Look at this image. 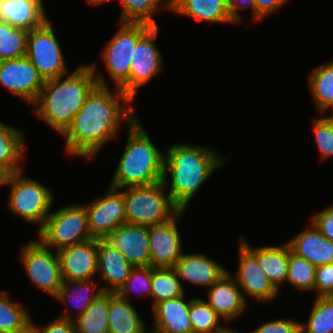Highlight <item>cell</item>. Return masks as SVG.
Here are the masks:
<instances>
[{
  "instance_id": "obj_1",
  "label": "cell",
  "mask_w": 333,
  "mask_h": 333,
  "mask_svg": "<svg viewBox=\"0 0 333 333\" xmlns=\"http://www.w3.org/2000/svg\"><path fill=\"white\" fill-rule=\"evenodd\" d=\"M114 89L112 92L109 87L97 86L73 117L61 135L68 155L92 160L107 142L118 137L122 123L130 125L137 118L131 104L134 100L119 88Z\"/></svg>"
},
{
  "instance_id": "obj_2",
  "label": "cell",
  "mask_w": 333,
  "mask_h": 333,
  "mask_svg": "<svg viewBox=\"0 0 333 333\" xmlns=\"http://www.w3.org/2000/svg\"><path fill=\"white\" fill-rule=\"evenodd\" d=\"M110 87L96 65H79L69 75L45 80L43 89L32 105L34 113L62 135L71 125L87 97L97 87Z\"/></svg>"
},
{
  "instance_id": "obj_3",
  "label": "cell",
  "mask_w": 333,
  "mask_h": 333,
  "mask_svg": "<svg viewBox=\"0 0 333 333\" xmlns=\"http://www.w3.org/2000/svg\"><path fill=\"white\" fill-rule=\"evenodd\" d=\"M213 148L211 145L174 143L165 150L162 182L181 210H187L201 186L225 164L227 156L220 155ZM168 175L171 177L170 182L167 180Z\"/></svg>"
},
{
  "instance_id": "obj_4",
  "label": "cell",
  "mask_w": 333,
  "mask_h": 333,
  "mask_svg": "<svg viewBox=\"0 0 333 333\" xmlns=\"http://www.w3.org/2000/svg\"><path fill=\"white\" fill-rule=\"evenodd\" d=\"M127 140L110 187L148 186L163 180L165 151L151 141L139 117L127 126Z\"/></svg>"
},
{
  "instance_id": "obj_5",
  "label": "cell",
  "mask_w": 333,
  "mask_h": 333,
  "mask_svg": "<svg viewBox=\"0 0 333 333\" xmlns=\"http://www.w3.org/2000/svg\"><path fill=\"white\" fill-rule=\"evenodd\" d=\"M122 189H125L122 191ZM124 196L126 223L153 226L170 221L181 209L173 202L164 183L119 189Z\"/></svg>"
},
{
  "instance_id": "obj_6",
  "label": "cell",
  "mask_w": 333,
  "mask_h": 333,
  "mask_svg": "<svg viewBox=\"0 0 333 333\" xmlns=\"http://www.w3.org/2000/svg\"><path fill=\"white\" fill-rule=\"evenodd\" d=\"M24 170L11 173L8 209L28 223L38 225V230L50 214L55 202L53 191L33 178L24 177Z\"/></svg>"
},
{
  "instance_id": "obj_7",
  "label": "cell",
  "mask_w": 333,
  "mask_h": 333,
  "mask_svg": "<svg viewBox=\"0 0 333 333\" xmlns=\"http://www.w3.org/2000/svg\"><path fill=\"white\" fill-rule=\"evenodd\" d=\"M37 235L42 245L56 251L93 239L84 204H69L50 212Z\"/></svg>"
},
{
  "instance_id": "obj_8",
  "label": "cell",
  "mask_w": 333,
  "mask_h": 333,
  "mask_svg": "<svg viewBox=\"0 0 333 333\" xmlns=\"http://www.w3.org/2000/svg\"><path fill=\"white\" fill-rule=\"evenodd\" d=\"M119 29L106 43L101 59L115 88L129 95V71L138 40L152 27L143 23L118 22Z\"/></svg>"
},
{
  "instance_id": "obj_9",
  "label": "cell",
  "mask_w": 333,
  "mask_h": 333,
  "mask_svg": "<svg viewBox=\"0 0 333 333\" xmlns=\"http://www.w3.org/2000/svg\"><path fill=\"white\" fill-rule=\"evenodd\" d=\"M20 251V262L32 285L55 298L63 285L57 251L53 254L36 239L23 244Z\"/></svg>"
},
{
  "instance_id": "obj_10",
  "label": "cell",
  "mask_w": 333,
  "mask_h": 333,
  "mask_svg": "<svg viewBox=\"0 0 333 333\" xmlns=\"http://www.w3.org/2000/svg\"><path fill=\"white\" fill-rule=\"evenodd\" d=\"M26 57L44 80L68 74L69 68L51 20L29 31Z\"/></svg>"
},
{
  "instance_id": "obj_11",
  "label": "cell",
  "mask_w": 333,
  "mask_h": 333,
  "mask_svg": "<svg viewBox=\"0 0 333 333\" xmlns=\"http://www.w3.org/2000/svg\"><path fill=\"white\" fill-rule=\"evenodd\" d=\"M91 236L106 239L119 226L126 223L123 193L108 186L104 195L85 204Z\"/></svg>"
},
{
  "instance_id": "obj_12",
  "label": "cell",
  "mask_w": 333,
  "mask_h": 333,
  "mask_svg": "<svg viewBox=\"0 0 333 333\" xmlns=\"http://www.w3.org/2000/svg\"><path fill=\"white\" fill-rule=\"evenodd\" d=\"M159 26H152L134 47V55L129 71V96L134 100L141 87L149 83L162 71L163 57L155 42Z\"/></svg>"
},
{
  "instance_id": "obj_13",
  "label": "cell",
  "mask_w": 333,
  "mask_h": 333,
  "mask_svg": "<svg viewBox=\"0 0 333 333\" xmlns=\"http://www.w3.org/2000/svg\"><path fill=\"white\" fill-rule=\"evenodd\" d=\"M45 80L26 57L0 61V85L11 94L33 105Z\"/></svg>"
},
{
  "instance_id": "obj_14",
  "label": "cell",
  "mask_w": 333,
  "mask_h": 333,
  "mask_svg": "<svg viewBox=\"0 0 333 333\" xmlns=\"http://www.w3.org/2000/svg\"><path fill=\"white\" fill-rule=\"evenodd\" d=\"M238 245L239 265L231 275L242 290L243 296H248L259 303H269L278 297L280 291L271 283L256 257L240 241Z\"/></svg>"
},
{
  "instance_id": "obj_15",
  "label": "cell",
  "mask_w": 333,
  "mask_h": 333,
  "mask_svg": "<svg viewBox=\"0 0 333 333\" xmlns=\"http://www.w3.org/2000/svg\"><path fill=\"white\" fill-rule=\"evenodd\" d=\"M184 212L181 210L168 222L148 227L152 267H174L183 254L184 247L177 226Z\"/></svg>"
},
{
  "instance_id": "obj_16",
  "label": "cell",
  "mask_w": 333,
  "mask_h": 333,
  "mask_svg": "<svg viewBox=\"0 0 333 333\" xmlns=\"http://www.w3.org/2000/svg\"><path fill=\"white\" fill-rule=\"evenodd\" d=\"M63 281L94 279L98 265V239L61 248L57 251Z\"/></svg>"
},
{
  "instance_id": "obj_17",
  "label": "cell",
  "mask_w": 333,
  "mask_h": 333,
  "mask_svg": "<svg viewBox=\"0 0 333 333\" xmlns=\"http://www.w3.org/2000/svg\"><path fill=\"white\" fill-rule=\"evenodd\" d=\"M207 303L223 319L231 323L236 317H241L247 308L246 297L228 270L208 290Z\"/></svg>"
},
{
  "instance_id": "obj_18",
  "label": "cell",
  "mask_w": 333,
  "mask_h": 333,
  "mask_svg": "<svg viewBox=\"0 0 333 333\" xmlns=\"http://www.w3.org/2000/svg\"><path fill=\"white\" fill-rule=\"evenodd\" d=\"M106 240L116 247L132 266H151L148 226L124 223Z\"/></svg>"
},
{
  "instance_id": "obj_19",
  "label": "cell",
  "mask_w": 333,
  "mask_h": 333,
  "mask_svg": "<svg viewBox=\"0 0 333 333\" xmlns=\"http://www.w3.org/2000/svg\"><path fill=\"white\" fill-rule=\"evenodd\" d=\"M179 280L209 289L228 270L204 253H184L173 267Z\"/></svg>"
},
{
  "instance_id": "obj_20",
  "label": "cell",
  "mask_w": 333,
  "mask_h": 333,
  "mask_svg": "<svg viewBox=\"0 0 333 333\" xmlns=\"http://www.w3.org/2000/svg\"><path fill=\"white\" fill-rule=\"evenodd\" d=\"M133 266L126 257L106 239H98L97 274L107 282L101 286L104 292H117L129 277Z\"/></svg>"
},
{
  "instance_id": "obj_21",
  "label": "cell",
  "mask_w": 333,
  "mask_h": 333,
  "mask_svg": "<svg viewBox=\"0 0 333 333\" xmlns=\"http://www.w3.org/2000/svg\"><path fill=\"white\" fill-rule=\"evenodd\" d=\"M288 240L291 251L316 267L333 263V242L313 224Z\"/></svg>"
},
{
  "instance_id": "obj_22",
  "label": "cell",
  "mask_w": 333,
  "mask_h": 333,
  "mask_svg": "<svg viewBox=\"0 0 333 333\" xmlns=\"http://www.w3.org/2000/svg\"><path fill=\"white\" fill-rule=\"evenodd\" d=\"M193 299L187 300L183 295L156 304L152 308L153 328L161 333H193L189 319Z\"/></svg>"
},
{
  "instance_id": "obj_23",
  "label": "cell",
  "mask_w": 333,
  "mask_h": 333,
  "mask_svg": "<svg viewBox=\"0 0 333 333\" xmlns=\"http://www.w3.org/2000/svg\"><path fill=\"white\" fill-rule=\"evenodd\" d=\"M239 241L256 257V260L271 283L280 291L281 284L286 283L290 259V246L252 247L244 236ZM252 247V248H251Z\"/></svg>"
},
{
  "instance_id": "obj_24",
  "label": "cell",
  "mask_w": 333,
  "mask_h": 333,
  "mask_svg": "<svg viewBox=\"0 0 333 333\" xmlns=\"http://www.w3.org/2000/svg\"><path fill=\"white\" fill-rule=\"evenodd\" d=\"M170 12L209 23L235 24L229 0H170Z\"/></svg>"
},
{
  "instance_id": "obj_25",
  "label": "cell",
  "mask_w": 333,
  "mask_h": 333,
  "mask_svg": "<svg viewBox=\"0 0 333 333\" xmlns=\"http://www.w3.org/2000/svg\"><path fill=\"white\" fill-rule=\"evenodd\" d=\"M43 0H2L0 20L11 26L33 30L47 20Z\"/></svg>"
},
{
  "instance_id": "obj_26",
  "label": "cell",
  "mask_w": 333,
  "mask_h": 333,
  "mask_svg": "<svg viewBox=\"0 0 333 333\" xmlns=\"http://www.w3.org/2000/svg\"><path fill=\"white\" fill-rule=\"evenodd\" d=\"M96 287V288H95ZM97 283L94 284L93 279L82 281H63L58 295L54 298L59 302H62L66 307L58 317L63 319L73 320L75 315H72L69 311L67 303H72L73 309L76 308L77 316H80L86 308L97 299L102 293H104L102 287H98ZM96 289V290H95Z\"/></svg>"
},
{
  "instance_id": "obj_27",
  "label": "cell",
  "mask_w": 333,
  "mask_h": 333,
  "mask_svg": "<svg viewBox=\"0 0 333 333\" xmlns=\"http://www.w3.org/2000/svg\"><path fill=\"white\" fill-rule=\"evenodd\" d=\"M146 327V322L130 301L109 292L108 333H141Z\"/></svg>"
},
{
  "instance_id": "obj_28",
  "label": "cell",
  "mask_w": 333,
  "mask_h": 333,
  "mask_svg": "<svg viewBox=\"0 0 333 333\" xmlns=\"http://www.w3.org/2000/svg\"><path fill=\"white\" fill-rule=\"evenodd\" d=\"M24 132L0 122V164L10 173L24 170L21 166L26 155Z\"/></svg>"
},
{
  "instance_id": "obj_29",
  "label": "cell",
  "mask_w": 333,
  "mask_h": 333,
  "mask_svg": "<svg viewBox=\"0 0 333 333\" xmlns=\"http://www.w3.org/2000/svg\"><path fill=\"white\" fill-rule=\"evenodd\" d=\"M308 76V87L317 111L326 114L332 109L333 115V59L316 66Z\"/></svg>"
},
{
  "instance_id": "obj_30",
  "label": "cell",
  "mask_w": 333,
  "mask_h": 333,
  "mask_svg": "<svg viewBox=\"0 0 333 333\" xmlns=\"http://www.w3.org/2000/svg\"><path fill=\"white\" fill-rule=\"evenodd\" d=\"M73 322L76 333H108L109 292L102 293Z\"/></svg>"
},
{
  "instance_id": "obj_31",
  "label": "cell",
  "mask_w": 333,
  "mask_h": 333,
  "mask_svg": "<svg viewBox=\"0 0 333 333\" xmlns=\"http://www.w3.org/2000/svg\"><path fill=\"white\" fill-rule=\"evenodd\" d=\"M183 286L173 267H152L151 308L162 301L186 295Z\"/></svg>"
},
{
  "instance_id": "obj_32",
  "label": "cell",
  "mask_w": 333,
  "mask_h": 333,
  "mask_svg": "<svg viewBox=\"0 0 333 333\" xmlns=\"http://www.w3.org/2000/svg\"><path fill=\"white\" fill-rule=\"evenodd\" d=\"M10 299L7 291H0V333H23L33 320L27 307Z\"/></svg>"
},
{
  "instance_id": "obj_33",
  "label": "cell",
  "mask_w": 333,
  "mask_h": 333,
  "mask_svg": "<svg viewBox=\"0 0 333 333\" xmlns=\"http://www.w3.org/2000/svg\"><path fill=\"white\" fill-rule=\"evenodd\" d=\"M119 2L122 12L117 22L158 26L153 18L154 13L158 12L160 6L170 11V0H119Z\"/></svg>"
},
{
  "instance_id": "obj_34",
  "label": "cell",
  "mask_w": 333,
  "mask_h": 333,
  "mask_svg": "<svg viewBox=\"0 0 333 333\" xmlns=\"http://www.w3.org/2000/svg\"><path fill=\"white\" fill-rule=\"evenodd\" d=\"M189 319L193 333H231L236 330L220 325L223 319L203 298L195 297L190 302Z\"/></svg>"
},
{
  "instance_id": "obj_35",
  "label": "cell",
  "mask_w": 333,
  "mask_h": 333,
  "mask_svg": "<svg viewBox=\"0 0 333 333\" xmlns=\"http://www.w3.org/2000/svg\"><path fill=\"white\" fill-rule=\"evenodd\" d=\"M307 319L300 322V333H333V296H316Z\"/></svg>"
},
{
  "instance_id": "obj_36",
  "label": "cell",
  "mask_w": 333,
  "mask_h": 333,
  "mask_svg": "<svg viewBox=\"0 0 333 333\" xmlns=\"http://www.w3.org/2000/svg\"><path fill=\"white\" fill-rule=\"evenodd\" d=\"M29 31L0 20V61L26 56Z\"/></svg>"
},
{
  "instance_id": "obj_37",
  "label": "cell",
  "mask_w": 333,
  "mask_h": 333,
  "mask_svg": "<svg viewBox=\"0 0 333 333\" xmlns=\"http://www.w3.org/2000/svg\"><path fill=\"white\" fill-rule=\"evenodd\" d=\"M316 266L294 254L290 249V259L286 283L302 291L315 292Z\"/></svg>"
},
{
  "instance_id": "obj_38",
  "label": "cell",
  "mask_w": 333,
  "mask_h": 333,
  "mask_svg": "<svg viewBox=\"0 0 333 333\" xmlns=\"http://www.w3.org/2000/svg\"><path fill=\"white\" fill-rule=\"evenodd\" d=\"M151 277L152 266H133L129 277L116 293L127 301H130V291H134L141 298L151 299Z\"/></svg>"
},
{
  "instance_id": "obj_39",
  "label": "cell",
  "mask_w": 333,
  "mask_h": 333,
  "mask_svg": "<svg viewBox=\"0 0 333 333\" xmlns=\"http://www.w3.org/2000/svg\"><path fill=\"white\" fill-rule=\"evenodd\" d=\"M312 129L321 160L333 157V115L315 117L312 119Z\"/></svg>"
},
{
  "instance_id": "obj_40",
  "label": "cell",
  "mask_w": 333,
  "mask_h": 333,
  "mask_svg": "<svg viewBox=\"0 0 333 333\" xmlns=\"http://www.w3.org/2000/svg\"><path fill=\"white\" fill-rule=\"evenodd\" d=\"M249 333H300V321L292 318L269 320Z\"/></svg>"
},
{
  "instance_id": "obj_41",
  "label": "cell",
  "mask_w": 333,
  "mask_h": 333,
  "mask_svg": "<svg viewBox=\"0 0 333 333\" xmlns=\"http://www.w3.org/2000/svg\"><path fill=\"white\" fill-rule=\"evenodd\" d=\"M315 293L317 297L333 296V263L316 267Z\"/></svg>"
},
{
  "instance_id": "obj_42",
  "label": "cell",
  "mask_w": 333,
  "mask_h": 333,
  "mask_svg": "<svg viewBox=\"0 0 333 333\" xmlns=\"http://www.w3.org/2000/svg\"><path fill=\"white\" fill-rule=\"evenodd\" d=\"M312 224L333 242V204L310 217Z\"/></svg>"
},
{
  "instance_id": "obj_43",
  "label": "cell",
  "mask_w": 333,
  "mask_h": 333,
  "mask_svg": "<svg viewBox=\"0 0 333 333\" xmlns=\"http://www.w3.org/2000/svg\"><path fill=\"white\" fill-rule=\"evenodd\" d=\"M290 0H254L255 4V22H260L276 13L283 5Z\"/></svg>"
},
{
  "instance_id": "obj_44",
  "label": "cell",
  "mask_w": 333,
  "mask_h": 333,
  "mask_svg": "<svg viewBox=\"0 0 333 333\" xmlns=\"http://www.w3.org/2000/svg\"><path fill=\"white\" fill-rule=\"evenodd\" d=\"M32 324L40 331V333H76L73 320L54 318L45 325Z\"/></svg>"
},
{
  "instance_id": "obj_45",
  "label": "cell",
  "mask_w": 333,
  "mask_h": 333,
  "mask_svg": "<svg viewBox=\"0 0 333 333\" xmlns=\"http://www.w3.org/2000/svg\"><path fill=\"white\" fill-rule=\"evenodd\" d=\"M229 2H230V18L235 24L242 23L243 17L240 14V12L249 8H252L251 19L255 22L254 0H229Z\"/></svg>"
},
{
  "instance_id": "obj_46",
  "label": "cell",
  "mask_w": 333,
  "mask_h": 333,
  "mask_svg": "<svg viewBox=\"0 0 333 333\" xmlns=\"http://www.w3.org/2000/svg\"><path fill=\"white\" fill-rule=\"evenodd\" d=\"M11 173L0 164V187L5 186L7 184V180Z\"/></svg>"
},
{
  "instance_id": "obj_47",
  "label": "cell",
  "mask_w": 333,
  "mask_h": 333,
  "mask_svg": "<svg viewBox=\"0 0 333 333\" xmlns=\"http://www.w3.org/2000/svg\"><path fill=\"white\" fill-rule=\"evenodd\" d=\"M90 6H98V5H102L105 2H110L111 0H85ZM113 1V0H112Z\"/></svg>"
},
{
  "instance_id": "obj_48",
  "label": "cell",
  "mask_w": 333,
  "mask_h": 333,
  "mask_svg": "<svg viewBox=\"0 0 333 333\" xmlns=\"http://www.w3.org/2000/svg\"><path fill=\"white\" fill-rule=\"evenodd\" d=\"M23 333H40V331L32 324L25 332Z\"/></svg>"
},
{
  "instance_id": "obj_49",
  "label": "cell",
  "mask_w": 333,
  "mask_h": 333,
  "mask_svg": "<svg viewBox=\"0 0 333 333\" xmlns=\"http://www.w3.org/2000/svg\"><path fill=\"white\" fill-rule=\"evenodd\" d=\"M141 333H161L157 329L152 328L149 331L147 330V327L141 332Z\"/></svg>"
}]
</instances>
